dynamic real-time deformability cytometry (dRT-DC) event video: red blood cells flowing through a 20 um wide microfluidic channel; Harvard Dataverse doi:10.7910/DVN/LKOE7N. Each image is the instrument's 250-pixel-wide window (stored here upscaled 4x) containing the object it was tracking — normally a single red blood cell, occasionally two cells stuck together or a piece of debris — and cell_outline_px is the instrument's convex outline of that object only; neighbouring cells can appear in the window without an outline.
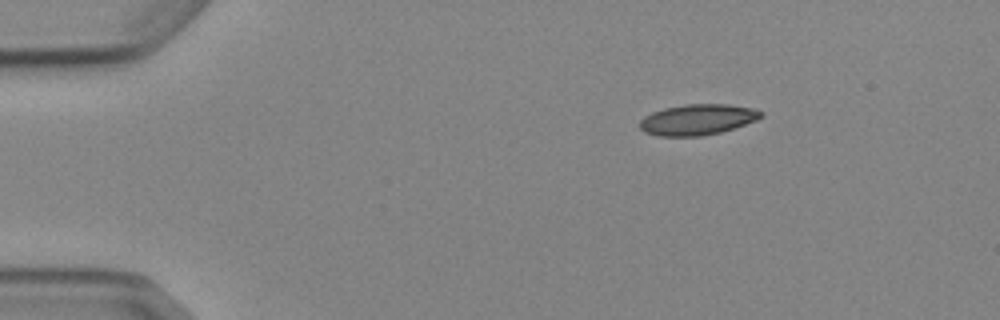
{"species": "Egyptian fruit bat (a non-hibernating species)", "species_latin": "Rousettus aegyptiacus", "temperature_condition": "cold", "stored_images_in_passage": 3, "camera_frame_rate_fps": 3000, "um_per_image_px": 0.085, "animal": {"sex": "female"}, "frame": {"image": 1, "passage_image": 1, "time_ms": 0.0, "image_size_px": [1000, 320], "cell_outline_px": [[764, 116], [756, 120], [720, 132], [700, 136], [656, 136], [644, 132], [640, 128], [640, 120], [644, 116], [652, 112], [664, 108], [684, 104], [728, 104], [756, 108], [764, 112]], "centroid_in_image_um": [59.29, 10.15], "position_along_channel_um": 25.7, "area_um2": 21.85}}